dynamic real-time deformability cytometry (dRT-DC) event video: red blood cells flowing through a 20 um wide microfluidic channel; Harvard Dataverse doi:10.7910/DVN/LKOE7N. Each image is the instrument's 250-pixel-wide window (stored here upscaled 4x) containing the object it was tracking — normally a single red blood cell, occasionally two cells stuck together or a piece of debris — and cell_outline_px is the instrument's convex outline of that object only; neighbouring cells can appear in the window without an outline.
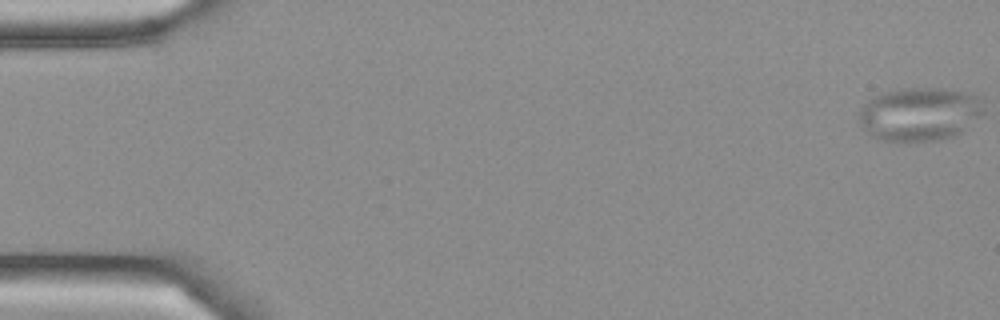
{"species": "Egyptian fruit bat (a non-hibernating species)", "species_latin": "Rousettus aegyptiacus", "temperature_condition": "cold", "stored_images_in_passage": 5, "camera_frame_rate_fps": 3000, "um_per_image_px": 0.085, "frame": {"image": 1, "passage_image": 1, "time_ms": 0.0, "image_size_px": [1000, 320], "cell_outline_px": [[984, 112], [956, 136], [940, 140], [912, 144], [908, 144], [880, 140], [872, 136], [860, 124], [860, 108], [872, 96], [884, 92], [900, 88], [940, 88], [968, 92], [984, 96]], "centroid_in_image_um": [78.19, 9.71], "position_along_channel_um": 6.8, "area_um2": 40.0}}